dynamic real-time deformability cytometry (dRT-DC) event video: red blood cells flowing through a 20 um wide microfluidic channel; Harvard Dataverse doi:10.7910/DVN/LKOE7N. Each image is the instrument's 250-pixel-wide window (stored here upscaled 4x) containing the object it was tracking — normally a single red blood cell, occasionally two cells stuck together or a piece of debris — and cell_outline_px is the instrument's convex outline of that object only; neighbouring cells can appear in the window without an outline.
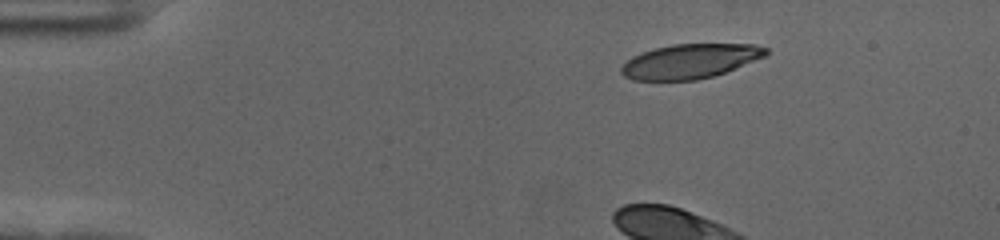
{"species": "human", "species_latin": "Homo sapiens", "temperature_condition": "cold", "stored_images_in_passage": 39, "camera_frame_rate_fps": 3000, "um_per_image_px": 0.085, "donor": {"sex": "female"}, "frame": {"image": 1, "passage_image": 1, "time_ms": 0.0, "image_size_px": [1000, 240], "cell_outline_px": [[768, 56], [724, 72], [712, 76], [696, 80], [632, 80], [624, 76], [620, 72], [620, 68], [632, 56], [656, 48], [672, 44], [756, 44], [768, 48]], "centroid_in_image_um": [58.69, 5.2], "position_along_channel_um": 26.3, "area_um2": 29.02}}